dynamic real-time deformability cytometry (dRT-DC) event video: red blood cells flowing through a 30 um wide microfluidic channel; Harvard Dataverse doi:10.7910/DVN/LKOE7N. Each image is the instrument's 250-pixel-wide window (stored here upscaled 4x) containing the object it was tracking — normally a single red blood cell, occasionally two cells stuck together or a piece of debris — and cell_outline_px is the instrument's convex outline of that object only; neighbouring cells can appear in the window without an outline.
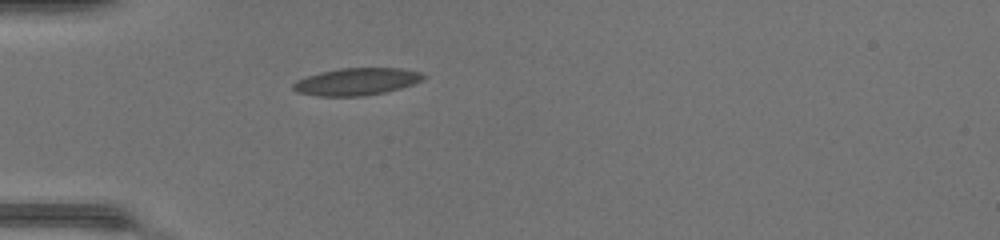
{"species": "common noctule bat (a hibernating species)", "species_latin": "Nyctalus noctula", "temperature_condition": "warm", "stored_images_in_passage": 35, "camera_frame_rate_fps": 3000, "um_per_image_px": 0.085, "animal": {"sex": "female", "body_mass_g": 17.0, "forearm_length_mm": 48.0}, "frame": {"image": 1, "passage_image": 1, "time_ms": 0.0, "image_size_px": [1000, 240], "cell_outline_px": [[424, 80], [400, 88], [384, 92], [360, 96], [320, 96], [296, 92], [292, 88], [292, 84], [296, 80], [320, 72], [340, 68], [400, 68], [420, 72], [424, 76]], "centroid_in_image_um": [30.28, 6.93], "position_along_channel_um": 54.7, "area_um2": 20.52}}
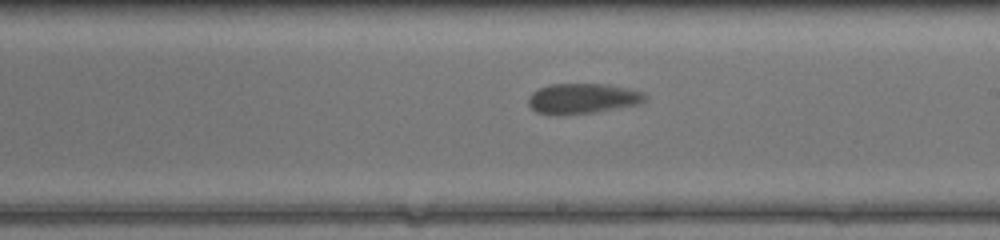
{"frame": {"image": 2, "passage_image": 15, "time_ms": 4.667, "image_size_px": [1000, 240], "cell_outline_px": [[644, 100], [636, 104], [592, 112], [536, 112], [528, 104], [528, 100], [532, 92], [548, 84], [608, 84], [628, 88], [640, 92], [644, 96]], "centroid_in_image_um": [49.49, 8.32], "position_along_channel_um": 239.5, "area_um2": 19.48}}
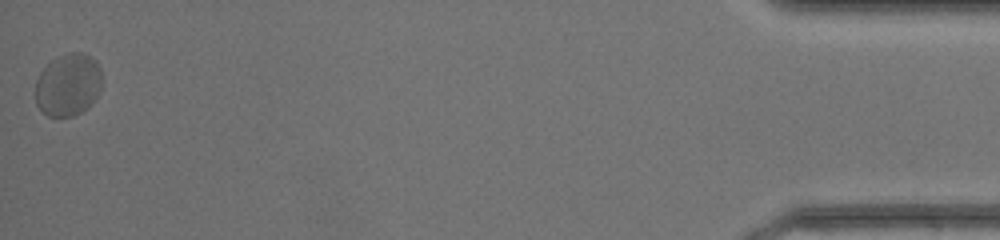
{"frame": {"image": 3, "passage_image": 35, "time_ms": 11.333, "image_size_px": [1000, 240], "cell_outline_px": [[100, 88], [96, 96], [80, 112], [72, 116], [48, 116], [36, 104], [36, 80], [40, 72], [52, 60], [68, 52], [84, 52], [92, 56], [96, 60], [100, 68]], "centroid_in_image_um": [5.77, 7.17], "position_along_channel_um": 429.4, "area_um2": 23.87}}